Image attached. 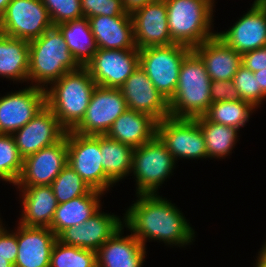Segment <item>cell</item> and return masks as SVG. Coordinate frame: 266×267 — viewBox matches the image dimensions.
<instances>
[{"mask_svg": "<svg viewBox=\"0 0 266 267\" xmlns=\"http://www.w3.org/2000/svg\"><path fill=\"white\" fill-rule=\"evenodd\" d=\"M124 10L128 14H132L136 10L146 6L148 3L157 1V0H121Z\"/></svg>", "mask_w": 266, "mask_h": 267, "instance_id": "obj_41", "label": "cell"}, {"mask_svg": "<svg viewBox=\"0 0 266 267\" xmlns=\"http://www.w3.org/2000/svg\"><path fill=\"white\" fill-rule=\"evenodd\" d=\"M96 83L85 67L70 71L46 90V105L59 123L72 130L84 117Z\"/></svg>", "mask_w": 266, "mask_h": 267, "instance_id": "obj_3", "label": "cell"}, {"mask_svg": "<svg viewBox=\"0 0 266 267\" xmlns=\"http://www.w3.org/2000/svg\"><path fill=\"white\" fill-rule=\"evenodd\" d=\"M80 67L56 26L29 41L28 84L46 90L64 74Z\"/></svg>", "mask_w": 266, "mask_h": 267, "instance_id": "obj_2", "label": "cell"}, {"mask_svg": "<svg viewBox=\"0 0 266 267\" xmlns=\"http://www.w3.org/2000/svg\"><path fill=\"white\" fill-rule=\"evenodd\" d=\"M138 66V49L98 48L85 68L97 85L120 88Z\"/></svg>", "mask_w": 266, "mask_h": 267, "instance_id": "obj_12", "label": "cell"}, {"mask_svg": "<svg viewBox=\"0 0 266 267\" xmlns=\"http://www.w3.org/2000/svg\"><path fill=\"white\" fill-rule=\"evenodd\" d=\"M102 207L85 223L63 230L57 240L62 244L97 251L123 225V218L102 211Z\"/></svg>", "mask_w": 266, "mask_h": 267, "instance_id": "obj_16", "label": "cell"}, {"mask_svg": "<svg viewBox=\"0 0 266 267\" xmlns=\"http://www.w3.org/2000/svg\"><path fill=\"white\" fill-rule=\"evenodd\" d=\"M57 236L48 227L17 225L18 250L14 267H50Z\"/></svg>", "mask_w": 266, "mask_h": 267, "instance_id": "obj_20", "label": "cell"}, {"mask_svg": "<svg viewBox=\"0 0 266 267\" xmlns=\"http://www.w3.org/2000/svg\"><path fill=\"white\" fill-rule=\"evenodd\" d=\"M22 167L23 158L13 136L0 133V181L14 186L20 177Z\"/></svg>", "mask_w": 266, "mask_h": 267, "instance_id": "obj_34", "label": "cell"}, {"mask_svg": "<svg viewBox=\"0 0 266 267\" xmlns=\"http://www.w3.org/2000/svg\"><path fill=\"white\" fill-rule=\"evenodd\" d=\"M0 95V133L12 135L27 124L45 105L44 89L33 85Z\"/></svg>", "mask_w": 266, "mask_h": 267, "instance_id": "obj_13", "label": "cell"}, {"mask_svg": "<svg viewBox=\"0 0 266 267\" xmlns=\"http://www.w3.org/2000/svg\"><path fill=\"white\" fill-rule=\"evenodd\" d=\"M97 48L137 49L131 16H94L87 18Z\"/></svg>", "mask_w": 266, "mask_h": 267, "instance_id": "obj_24", "label": "cell"}, {"mask_svg": "<svg viewBox=\"0 0 266 267\" xmlns=\"http://www.w3.org/2000/svg\"><path fill=\"white\" fill-rule=\"evenodd\" d=\"M0 267H14V265L5 257L0 256Z\"/></svg>", "mask_w": 266, "mask_h": 267, "instance_id": "obj_45", "label": "cell"}, {"mask_svg": "<svg viewBox=\"0 0 266 267\" xmlns=\"http://www.w3.org/2000/svg\"><path fill=\"white\" fill-rule=\"evenodd\" d=\"M266 4V0H254L252 5Z\"/></svg>", "mask_w": 266, "mask_h": 267, "instance_id": "obj_46", "label": "cell"}, {"mask_svg": "<svg viewBox=\"0 0 266 267\" xmlns=\"http://www.w3.org/2000/svg\"><path fill=\"white\" fill-rule=\"evenodd\" d=\"M257 108L248 101H221L212 103L204 116L213 123L244 128Z\"/></svg>", "mask_w": 266, "mask_h": 267, "instance_id": "obj_31", "label": "cell"}, {"mask_svg": "<svg viewBox=\"0 0 266 267\" xmlns=\"http://www.w3.org/2000/svg\"><path fill=\"white\" fill-rule=\"evenodd\" d=\"M216 0H165L171 39L194 48L216 36L214 12Z\"/></svg>", "mask_w": 266, "mask_h": 267, "instance_id": "obj_5", "label": "cell"}, {"mask_svg": "<svg viewBox=\"0 0 266 267\" xmlns=\"http://www.w3.org/2000/svg\"><path fill=\"white\" fill-rule=\"evenodd\" d=\"M191 50L192 48L178 43L139 50V65L167 101L175 94L180 66Z\"/></svg>", "mask_w": 266, "mask_h": 267, "instance_id": "obj_7", "label": "cell"}, {"mask_svg": "<svg viewBox=\"0 0 266 267\" xmlns=\"http://www.w3.org/2000/svg\"><path fill=\"white\" fill-rule=\"evenodd\" d=\"M67 130L59 123L52 110L45 105L27 124L12 136L20 156L25 159L44 147L55 144Z\"/></svg>", "mask_w": 266, "mask_h": 267, "instance_id": "obj_15", "label": "cell"}, {"mask_svg": "<svg viewBox=\"0 0 266 267\" xmlns=\"http://www.w3.org/2000/svg\"><path fill=\"white\" fill-rule=\"evenodd\" d=\"M119 89L128 109L148 114L158 122L170 116L168 101L140 65Z\"/></svg>", "mask_w": 266, "mask_h": 267, "instance_id": "obj_18", "label": "cell"}, {"mask_svg": "<svg viewBox=\"0 0 266 267\" xmlns=\"http://www.w3.org/2000/svg\"><path fill=\"white\" fill-rule=\"evenodd\" d=\"M50 267H97L96 252L57 240L52 248Z\"/></svg>", "mask_w": 266, "mask_h": 267, "instance_id": "obj_32", "label": "cell"}, {"mask_svg": "<svg viewBox=\"0 0 266 267\" xmlns=\"http://www.w3.org/2000/svg\"><path fill=\"white\" fill-rule=\"evenodd\" d=\"M127 105L119 88L96 85L83 119L72 129L82 135H105Z\"/></svg>", "mask_w": 266, "mask_h": 267, "instance_id": "obj_11", "label": "cell"}, {"mask_svg": "<svg viewBox=\"0 0 266 267\" xmlns=\"http://www.w3.org/2000/svg\"><path fill=\"white\" fill-rule=\"evenodd\" d=\"M105 193L93 190L88 195L79 196L65 203L57 205L50 229L58 236L68 227L85 223L101 207V197Z\"/></svg>", "mask_w": 266, "mask_h": 267, "instance_id": "obj_26", "label": "cell"}, {"mask_svg": "<svg viewBox=\"0 0 266 267\" xmlns=\"http://www.w3.org/2000/svg\"><path fill=\"white\" fill-rule=\"evenodd\" d=\"M211 79L205 64L192 49L184 58L175 94L168 101L170 117L195 118L204 115L211 103Z\"/></svg>", "mask_w": 266, "mask_h": 267, "instance_id": "obj_4", "label": "cell"}, {"mask_svg": "<svg viewBox=\"0 0 266 267\" xmlns=\"http://www.w3.org/2000/svg\"><path fill=\"white\" fill-rule=\"evenodd\" d=\"M174 160H207L206 142L195 118L166 117L157 124V135Z\"/></svg>", "mask_w": 266, "mask_h": 267, "instance_id": "obj_9", "label": "cell"}, {"mask_svg": "<svg viewBox=\"0 0 266 267\" xmlns=\"http://www.w3.org/2000/svg\"><path fill=\"white\" fill-rule=\"evenodd\" d=\"M120 228L96 251L97 267H143L147 249L131 233Z\"/></svg>", "mask_w": 266, "mask_h": 267, "instance_id": "obj_21", "label": "cell"}, {"mask_svg": "<svg viewBox=\"0 0 266 267\" xmlns=\"http://www.w3.org/2000/svg\"><path fill=\"white\" fill-rule=\"evenodd\" d=\"M15 188L19 191L22 206L18 223L27 227L49 228L58 205L51 185Z\"/></svg>", "mask_w": 266, "mask_h": 267, "instance_id": "obj_22", "label": "cell"}, {"mask_svg": "<svg viewBox=\"0 0 266 267\" xmlns=\"http://www.w3.org/2000/svg\"><path fill=\"white\" fill-rule=\"evenodd\" d=\"M135 196L123 213V225L145 248L152 240L180 249L195 242L197 232L172 200L159 194Z\"/></svg>", "mask_w": 266, "mask_h": 267, "instance_id": "obj_1", "label": "cell"}, {"mask_svg": "<svg viewBox=\"0 0 266 267\" xmlns=\"http://www.w3.org/2000/svg\"><path fill=\"white\" fill-rule=\"evenodd\" d=\"M83 17L94 16H131L125 12L121 0H80Z\"/></svg>", "mask_w": 266, "mask_h": 267, "instance_id": "obj_37", "label": "cell"}, {"mask_svg": "<svg viewBox=\"0 0 266 267\" xmlns=\"http://www.w3.org/2000/svg\"><path fill=\"white\" fill-rule=\"evenodd\" d=\"M211 103L241 100L233 80L213 81L210 88Z\"/></svg>", "mask_w": 266, "mask_h": 267, "instance_id": "obj_39", "label": "cell"}, {"mask_svg": "<svg viewBox=\"0 0 266 267\" xmlns=\"http://www.w3.org/2000/svg\"><path fill=\"white\" fill-rule=\"evenodd\" d=\"M68 165L94 190L108 193L115 184L106 176L100 150V135L66 132Z\"/></svg>", "mask_w": 266, "mask_h": 267, "instance_id": "obj_8", "label": "cell"}, {"mask_svg": "<svg viewBox=\"0 0 266 267\" xmlns=\"http://www.w3.org/2000/svg\"><path fill=\"white\" fill-rule=\"evenodd\" d=\"M11 2V0H0V17L6 11L7 5Z\"/></svg>", "mask_w": 266, "mask_h": 267, "instance_id": "obj_44", "label": "cell"}, {"mask_svg": "<svg viewBox=\"0 0 266 267\" xmlns=\"http://www.w3.org/2000/svg\"><path fill=\"white\" fill-rule=\"evenodd\" d=\"M135 45L138 50L149 46H168L171 39L165 0H157L131 14Z\"/></svg>", "mask_w": 266, "mask_h": 267, "instance_id": "obj_19", "label": "cell"}, {"mask_svg": "<svg viewBox=\"0 0 266 267\" xmlns=\"http://www.w3.org/2000/svg\"><path fill=\"white\" fill-rule=\"evenodd\" d=\"M255 264L252 266L254 267H266V241L258 251V254L255 256Z\"/></svg>", "mask_w": 266, "mask_h": 267, "instance_id": "obj_42", "label": "cell"}, {"mask_svg": "<svg viewBox=\"0 0 266 267\" xmlns=\"http://www.w3.org/2000/svg\"><path fill=\"white\" fill-rule=\"evenodd\" d=\"M242 65L257 72L266 68V47L258 48L242 54Z\"/></svg>", "mask_w": 266, "mask_h": 267, "instance_id": "obj_40", "label": "cell"}, {"mask_svg": "<svg viewBox=\"0 0 266 267\" xmlns=\"http://www.w3.org/2000/svg\"><path fill=\"white\" fill-rule=\"evenodd\" d=\"M5 225L2 220L0 222V256L5 257L14 265L18 254L17 226L11 231L10 227L7 230Z\"/></svg>", "mask_w": 266, "mask_h": 267, "instance_id": "obj_38", "label": "cell"}, {"mask_svg": "<svg viewBox=\"0 0 266 267\" xmlns=\"http://www.w3.org/2000/svg\"><path fill=\"white\" fill-rule=\"evenodd\" d=\"M176 161L156 136L136 147L133 152L131 174L135 179V195L160 194L158 191L176 168Z\"/></svg>", "mask_w": 266, "mask_h": 267, "instance_id": "obj_6", "label": "cell"}, {"mask_svg": "<svg viewBox=\"0 0 266 267\" xmlns=\"http://www.w3.org/2000/svg\"><path fill=\"white\" fill-rule=\"evenodd\" d=\"M133 147L100 135L102 166L106 176L117 185L131 175Z\"/></svg>", "mask_w": 266, "mask_h": 267, "instance_id": "obj_28", "label": "cell"}, {"mask_svg": "<svg viewBox=\"0 0 266 267\" xmlns=\"http://www.w3.org/2000/svg\"><path fill=\"white\" fill-rule=\"evenodd\" d=\"M157 124L158 121L148 114L126 109L105 135L136 148L156 137Z\"/></svg>", "mask_w": 266, "mask_h": 267, "instance_id": "obj_25", "label": "cell"}, {"mask_svg": "<svg viewBox=\"0 0 266 267\" xmlns=\"http://www.w3.org/2000/svg\"><path fill=\"white\" fill-rule=\"evenodd\" d=\"M56 27L62 33L74 59L81 67H85L98 49L89 20L83 17L78 20L61 23Z\"/></svg>", "mask_w": 266, "mask_h": 267, "instance_id": "obj_29", "label": "cell"}, {"mask_svg": "<svg viewBox=\"0 0 266 267\" xmlns=\"http://www.w3.org/2000/svg\"><path fill=\"white\" fill-rule=\"evenodd\" d=\"M68 164L65 136L53 145L44 147L23 159V167L14 187L51 185Z\"/></svg>", "mask_w": 266, "mask_h": 267, "instance_id": "obj_14", "label": "cell"}, {"mask_svg": "<svg viewBox=\"0 0 266 267\" xmlns=\"http://www.w3.org/2000/svg\"><path fill=\"white\" fill-rule=\"evenodd\" d=\"M199 55L211 80H233L242 65V54L227 46L219 37L203 42L193 48Z\"/></svg>", "mask_w": 266, "mask_h": 267, "instance_id": "obj_23", "label": "cell"}, {"mask_svg": "<svg viewBox=\"0 0 266 267\" xmlns=\"http://www.w3.org/2000/svg\"><path fill=\"white\" fill-rule=\"evenodd\" d=\"M216 36L240 54L266 47V4L251 5L231 27L216 32Z\"/></svg>", "mask_w": 266, "mask_h": 267, "instance_id": "obj_17", "label": "cell"}, {"mask_svg": "<svg viewBox=\"0 0 266 267\" xmlns=\"http://www.w3.org/2000/svg\"><path fill=\"white\" fill-rule=\"evenodd\" d=\"M51 187L58 204L88 195L94 190L68 164L52 182Z\"/></svg>", "mask_w": 266, "mask_h": 267, "instance_id": "obj_33", "label": "cell"}, {"mask_svg": "<svg viewBox=\"0 0 266 267\" xmlns=\"http://www.w3.org/2000/svg\"><path fill=\"white\" fill-rule=\"evenodd\" d=\"M206 142L207 159H225L239 141L240 130L209 121L204 115L195 117Z\"/></svg>", "mask_w": 266, "mask_h": 267, "instance_id": "obj_30", "label": "cell"}, {"mask_svg": "<svg viewBox=\"0 0 266 267\" xmlns=\"http://www.w3.org/2000/svg\"><path fill=\"white\" fill-rule=\"evenodd\" d=\"M29 41L0 32V77L28 85Z\"/></svg>", "mask_w": 266, "mask_h": 267, "instance_id": "obj_27", "label": "cell"}, {"mask_svg": "<svg viewBox=\"0 0 266 267\" xmlns=\"http://www.w3.org/2000/svg\"><path fill=\"white\" fill-rule=\"evenodd\" d=\"M53 26L83 18L80 0H41Z\"/></svg>", "mask_w": 266, "mask_h": 267, "instance_id": "obj_36", "label": "cell"}, {"mask_svg": "<svg viewBox=\"0 0 266 267\" xmlns=\"http://www.w3.org/2000/svg\"><path fill=\"white\" fill-rule=\"evenodd\" d=\"M53 27L41 0H11L0 17V32L31 41Z\"/></svg>", "mask_w": 266, "mask_h": 267, "instance_id": "obj_10", "label": "cell"}, {"mask_svg": "<svg viewBox=\"0 0 266 267\" xmlns=\"http://www.w3.org/2000/svg\"><path fill=\"white\" fill-rule=\"evenodd\" d=\"M253 73L257 79L258 86H260L261 91L266 95V68Z\"/></svg>", "mask_w": 266, "mask_h": 267, "instance_id": "obj_43", "label": "cell"}, {"mask_svg": "<svg viewBox=\"0 0 266 267\" xmlns=\"http://www.w3.org/2000/svg\"><path fill=\"white\" fill-rule=\"evenodd\" d=\"M233 82L238 90L241 100L253 104L257 109L266 101V95L258 86L254 73L241 65L234 75Z\"/></svg>", "mask_w": 266, "mask_h": 267, "instance_id": "obj_35", "label": "cell"}]
</instances>
